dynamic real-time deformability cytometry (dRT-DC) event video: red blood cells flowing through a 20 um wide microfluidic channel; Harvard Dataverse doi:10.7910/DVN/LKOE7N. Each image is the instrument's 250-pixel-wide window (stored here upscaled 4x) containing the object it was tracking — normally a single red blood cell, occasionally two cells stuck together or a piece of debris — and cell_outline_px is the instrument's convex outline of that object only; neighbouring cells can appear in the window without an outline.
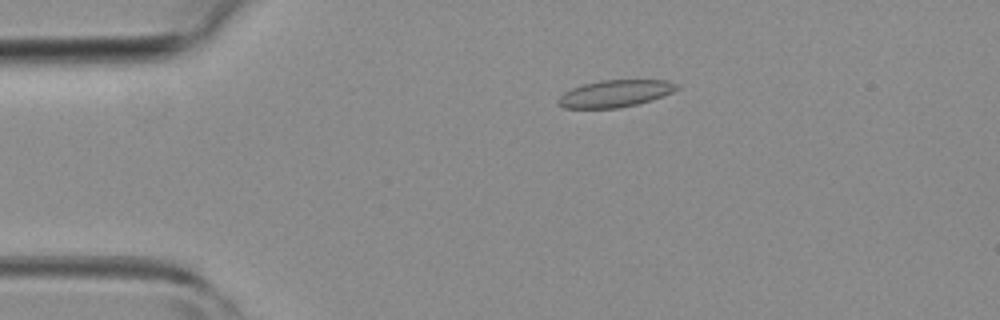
{"species": "common noctule bat (a hibernating species)", "species_latin": "Nyctalus noctula", "temperature_condition": "room temperature", "stored_images_in_passage": 4, "camera_frame_rate_fps": 3000, "um_per_image_px": 0.085, "animal": {"sex": "female", "body_mass_g": 19.3, "forearm_length_mm": 54.1}, "frame": {"image": 1, "passage_image": 3, "time_ms": 2.0, "image_size_px": [1000, 320], "cell_outline_px": [[680, 88], [672, 92], [652, 100], [620, 108], [564, 108], [556, 104], [556, 100], [564, 92], [572, 88], [584, 84], [604, 80], [664, 80], [680, 84]], "centroid_in_image_um": [52.28, 7.95], "position_along_channel_um": 32.7, "area_um2": 18.73}}